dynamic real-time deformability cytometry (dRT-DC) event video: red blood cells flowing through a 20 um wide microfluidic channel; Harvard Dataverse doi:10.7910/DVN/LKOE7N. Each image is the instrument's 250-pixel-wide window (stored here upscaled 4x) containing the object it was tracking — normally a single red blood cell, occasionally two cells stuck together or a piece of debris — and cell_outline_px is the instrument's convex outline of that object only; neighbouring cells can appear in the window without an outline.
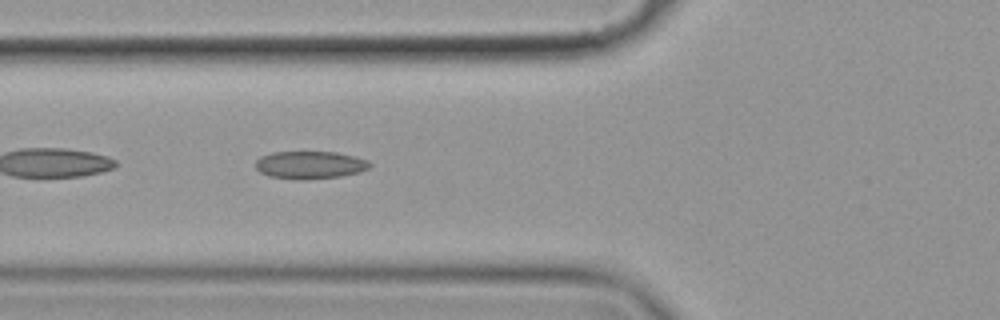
{"species": "common noctule bat (a hibernating species)", "species_latin": "Nyctalus noctula", "temperature_condition": "cold", "stored_images_in_passage": 39, "camera_frame_rate_fps": 3000, "um_per_image_px": 0.085, "animal": {"sex": "female", "body_mass_g": 19.9}, "frame": {"image": 1, "passage_image": 4, "time_ms": 1.0, "image_size_px": [1000, 320], "cell_outline_px": [[372, 164], [368, 168], [360, 172], [340, 176], [304, 180], [296, 180], [268, 176], [260, 172], [256, 168], [256, 160], [260, 156], [272, 152], [336, 152], [368, 160]], "centroid_in_image_um": [26.32, 14.03], "position_along_channel_um": 99.5, "area_um2": 18.5}}
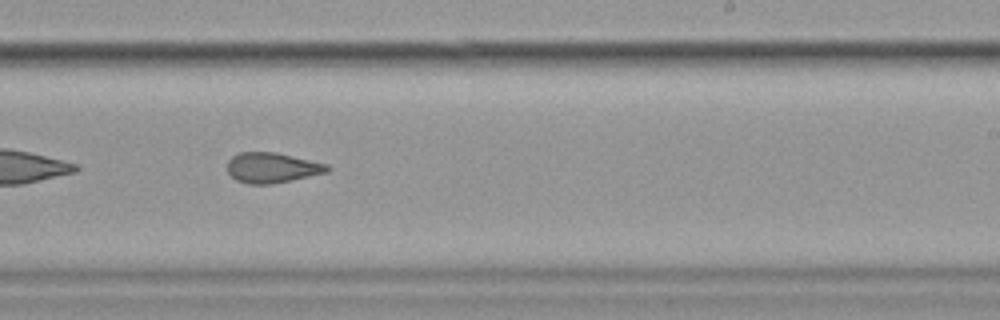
{"frame": {"image": 2, "passage_image": 18, "time_ms": 5.667, "image_size_px": [1000, 320], "cell_outline_px": [[328, 172], [272, 184], [248, 184], [236, 180], [228, 172], [228, 160], [232, 156], [240, 152], [276, 152], [328, 164]], "centroid_in_image_um": [23.11, 14.25], "position_along_channel_um": 265.9, "area_um2": 17.51}}
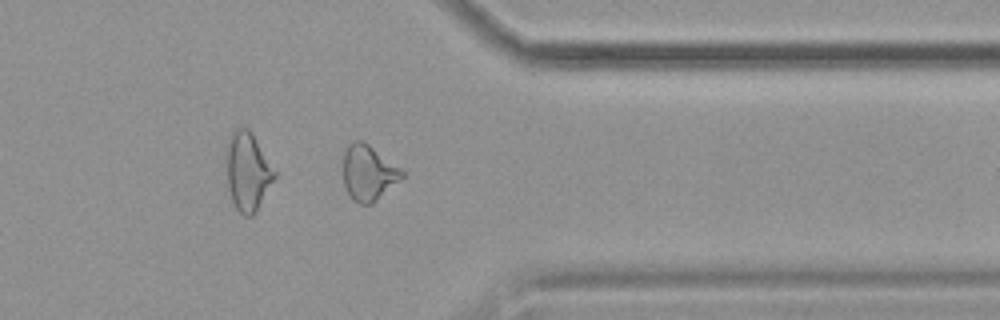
{"frame": {"image": 3, "passage_image": 28, "time_ms": 9.0, "image_size_px": [1000, 320], "cell_outline_px": [[404, 176], [400, 180], [372, 204], [360, 204], [352, 200], [344, 184], [344, 152], [348, 144], [352, 140], [360, 140], [368, 144], [400, 168], [404, 172]], "centroid_in_image_um": [31.3, 14.69], "position_along_channel_um": 380.1, "area_um2": 18.79}, "authors_computed_cell_mechanics": {"area_um2": 18.2648, "velocity_mm_per_s": 3.5635, "shape_relaxation_time_tau1_ms": null, "shape_relaxation_time_tau2_ms": 2.8676, "deformation_change_tau1": null, "deformation_change_tau2": 0.0941}}